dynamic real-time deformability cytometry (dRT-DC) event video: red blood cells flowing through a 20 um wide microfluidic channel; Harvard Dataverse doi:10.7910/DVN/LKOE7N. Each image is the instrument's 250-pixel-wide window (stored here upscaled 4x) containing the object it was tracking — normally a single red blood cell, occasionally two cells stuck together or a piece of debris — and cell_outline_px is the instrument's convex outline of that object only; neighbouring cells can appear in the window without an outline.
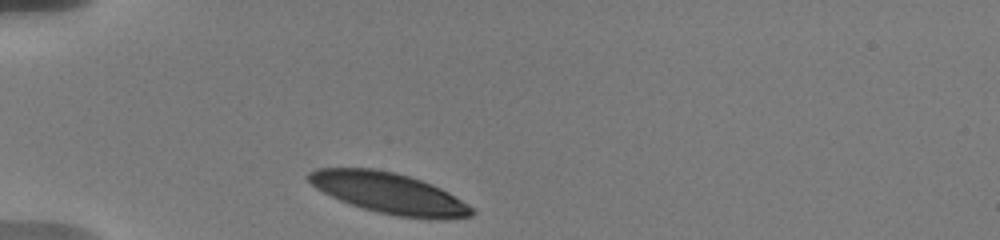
{"species": "human", "species_latin": "Homo sapiens", "temperature_condition": "warm", "stored_images_in_passage": 26, "camera_frame_rate_fps": 3000, "um_per_image_px": 0.085, "donor": {"sex": "male"}, "frame": {"image": 1, "passage_image": 1, "time_ms": 0.0, "image_size_px": [1000, 240], "cell_outline_px": [[476, 212], [472, 216], [440, 220], [396, 216], [376, 212], [340, 200], [316, 188], [308, 180], [308, 172], [316, 168], [372, 168], [396, 172], [432, 184], [448, 192], [468, 204]], "centroid_in_image_um": [33.1, 16.42], "position_along_channel_um": 51.9, "area_um2": 38.73}}
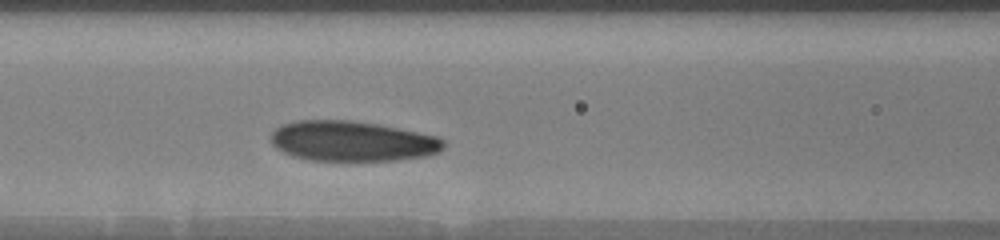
{"frame": {"image": 2, "passage_image": 17, "time_ms": 3.0, "image_size_px": [1000, 240], "cell_outline_px": [[444, 148], [440, 152], [428, 156], [396, 160], [308, 160], [292, 156], [276, 148], [272, 144], [272, 132], [280, 124], [296, 120], [348, 120], [376, 124], [436, 136], [444, 140]], "centroid_in_image_um": [29.92, 12.0], "position_along_channel_um": 136.7, "area_um2": 40.4}}
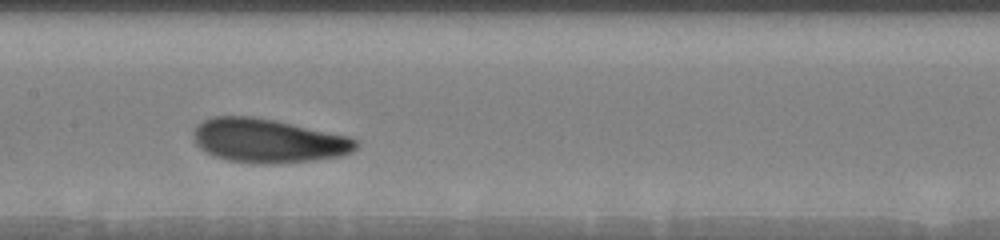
{"frame": {"image": 3, "passage_image": 25, "time_ms": 4.333, "image_size_px": [1000, 240], "cell_outline_px": [[360, 144], [352, 152], [340, 156], [312, 160], [272, 164], [260, 164], [228, 160], [216, 156], [200, 148], [196, 144], [192, 132], [196, 124], [212, 116], [252, 116], [276, 120], [348, 136], [360, 140]], "centroid_in_image_um": [22.8, 11.95], "position_along_channel_um": 184.6, "area_um2": 41.73}}